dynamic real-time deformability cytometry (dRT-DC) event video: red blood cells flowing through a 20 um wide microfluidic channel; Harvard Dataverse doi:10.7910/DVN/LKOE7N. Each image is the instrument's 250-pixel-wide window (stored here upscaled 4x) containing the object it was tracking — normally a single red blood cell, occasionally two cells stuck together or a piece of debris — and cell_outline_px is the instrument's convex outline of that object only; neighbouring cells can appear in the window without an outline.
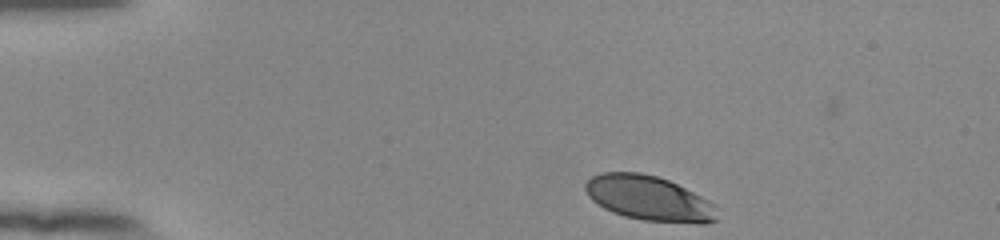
{"species": "human", "species_latin": "Homo sapiens", "temperature_condition": "room temperature", "stored_images_in_passage": 39, "camera_frame_rate_fps": 3000, "um_per_image_px": 0.085, "donor": {"sex": "female"}, "frame": {"image": 1, "passage_image": 1, "time_ms": 0.0, "image_size_px": [1000, 240], "cell_outline_px": [[716, 220], [704, 224], [696, 224], [644, 220], [624, 216], [612, 212], [604, 208], [592, 200], [588, 196], [584, 188], [584, 184], [592, 176], [600, 172], [640, 172], [656, 176], [668, 180], [708, 200], [716, 208]], "centroid_in_image_um": [55.13, 16.85], "position_along_channel_um": 29.9, "area_um2": 34.33}}
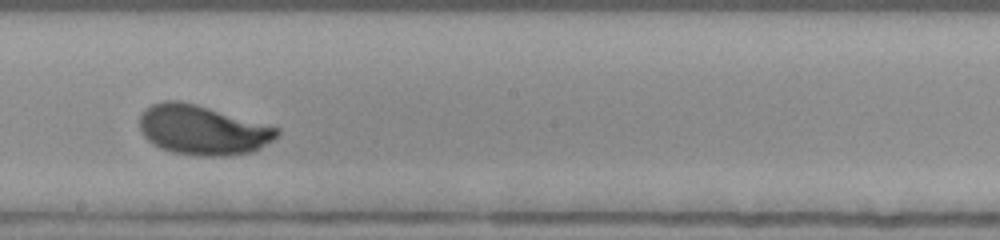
{"frame": {"image": 2, "passage_image": 23, "time_ms": 7.333, "image_size_px": [1000, 240], "cell_outline_px": [[280, 132], [272, 140], [260, 148], [252, 152], [228, 156], [196, 156], [172, 152], [160, 148], [152, 144], [140, 132], [140, 116], [144, 108], [152, 104], [164, 100], [180, 100], [196, 104], [280, 128]], "centroid_in_image_um": [17.19, 11.05], "position_along_channel_um": 231.0, "area_um2": 39.94}}
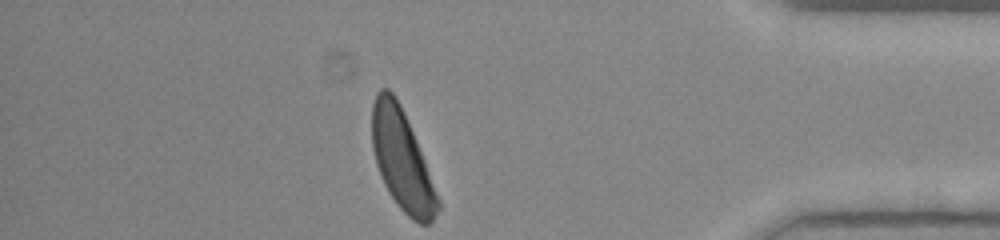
{"frame": {"image": 3, "passage_image": 39, "time_ms": 12.667, "image_size_px": [1000, 240], "cell_outline_px": [[440, 208], [432, 220], [428, 224], [420, 224], [412, 220], [396, 204], [388, 192], [380, 176], [376, 164], [372, 148], [372, 104], [376, 92], [380, 88], [388, 88], [392, 92], [400, 104], [404, 112], [424, 160], [440, 200]], "centroid_in_image_um": [34.14, 13.61], "position_along_channel_um": 401.1, "area_um2": 38.21}, "authors_computed_cell_mechanics": {"area_um2": 38.2058, "velocity_mm_per_s": 3.7813, "shape_relaxation_time_tau1_ms": 3.6292, "shape_relaxation_time_tau2_ms": null, "deformation_change_tau1": 0.1705, "deformation_change_tau2": null}}